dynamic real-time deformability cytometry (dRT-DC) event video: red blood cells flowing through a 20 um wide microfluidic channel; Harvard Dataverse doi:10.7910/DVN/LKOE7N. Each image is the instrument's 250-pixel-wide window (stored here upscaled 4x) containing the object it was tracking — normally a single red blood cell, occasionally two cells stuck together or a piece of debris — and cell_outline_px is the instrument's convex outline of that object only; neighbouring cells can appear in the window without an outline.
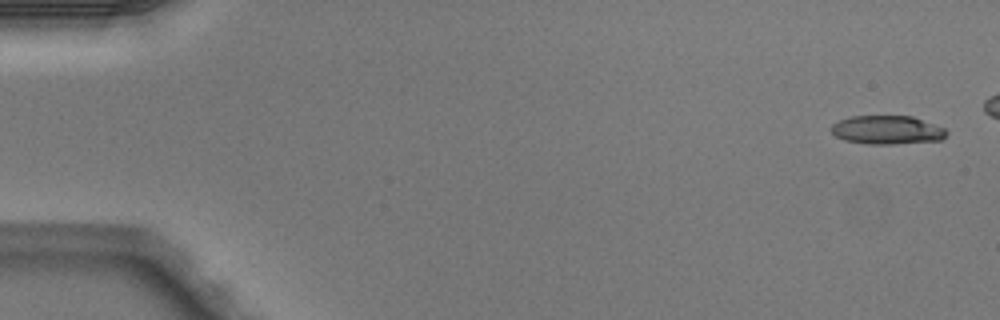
{"species": "Egyptian fruit bat (a non-hibernating species)", "species_latin": "Rousettus aegyptiacus", "temperature_condition": "warm", "stored_images_in_passage": 2, "camera_frame_rate_fps": 3000, "um_per_image_px": 0.085, "animal": {"sex": "male"}, "frame": {"image": 1, "passage_image": 1, "time_ms": 0.0, "image_size_px": [1000, 320], "cell_outline_px": [[948, 136], [940, 140], [892, 144], [868, 144], [844, 140], [836, 136], [828, 128], [832, 124], [840, 120], [852, 116], [912, 116], [944, 128], [948, 132]], "centroid_in_image_um": [75.39, 11.05], "position_along_channel_um": 9.6, "area_um2": 19.25}}